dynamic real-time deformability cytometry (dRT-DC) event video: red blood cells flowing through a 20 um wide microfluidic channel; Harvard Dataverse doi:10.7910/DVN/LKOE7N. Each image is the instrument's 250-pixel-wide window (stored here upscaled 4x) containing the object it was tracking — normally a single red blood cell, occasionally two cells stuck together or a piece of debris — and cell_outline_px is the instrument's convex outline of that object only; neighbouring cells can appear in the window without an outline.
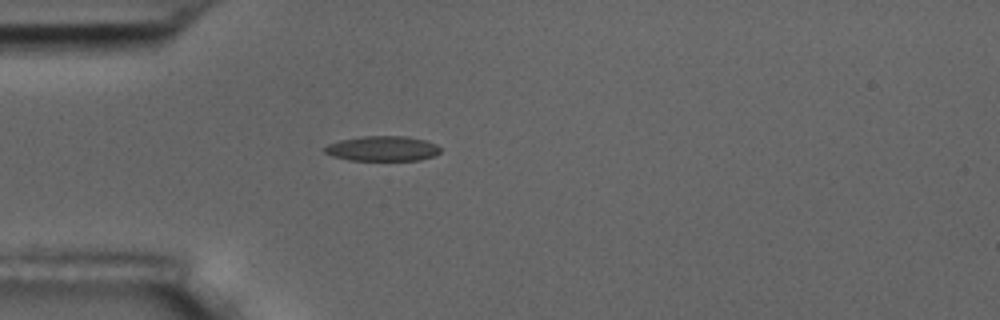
{"species": "common noctule bat (a hibernating species)", "species_latin": "Nyctalus noctula", "temperature_condition": "room temperature", "stored_images_in_passage": 1, "camera_frame_rate_fps": 3000, "um_per_image_px": 0.085, "animal": {"sex": "male", "body_mass_g": 17.5, "forearm_length_mm": 52.3}, "frame": {"image": 1, "passage_image": 1, "time_ms": 0.0, "image_size_px": [1000, 320], "cell_outline_px": [[440, 152], [432, 156], [420, 160], [348, 160], [332, 156], [324, 152], [324, 148], [328, 144], [340, 140], [364, 136], [404, 136], [424, 140], [436, 144], [440, 148]], "centroid_in_image_um": [32.49, 12.63], "position_along_channel_um": 52.5, "area_um2": 16.76}}